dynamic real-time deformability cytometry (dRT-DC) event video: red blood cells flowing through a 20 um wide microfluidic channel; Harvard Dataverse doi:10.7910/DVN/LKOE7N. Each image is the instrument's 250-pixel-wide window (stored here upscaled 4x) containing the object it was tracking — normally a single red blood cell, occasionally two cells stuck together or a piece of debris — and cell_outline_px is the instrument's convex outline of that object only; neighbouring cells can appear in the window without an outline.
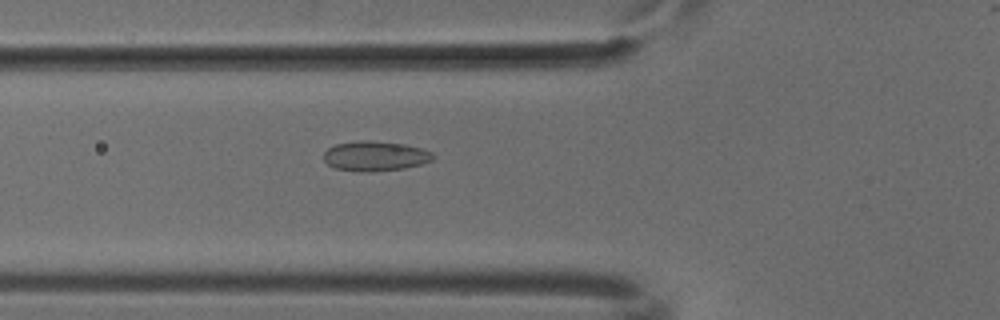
{"species": "common noctule bat (a hibernating species)", "species_latin": "Nyctalus noctula", "temperature_condition": "cold", "stored_images_in_passage": 48, "camera_frame_rate_fps": 3000, "um_per_image_px": 0.085, "animal": {"sex": "male", "body_mass_g": 18.8}, "frame": {"image": 1, "passage_image": 18, "time_ms": 5.667, "image_size_px": [1000, 320], "cell_outline_px": [[436, 156], [432, 160], [420, 164], [404, 168], [372, 172], [360, 172], [336, 168], [328, 164], [324, 160], [324, 152], [328, 148], [336, 144], [360, 140], [372, 140], [404, 144], [420, 148], [432, 152]], "centroid_in_image_um": [31.89, 13.26], "position_along_channel_um": 93.9, "area_um2": 19.07}}
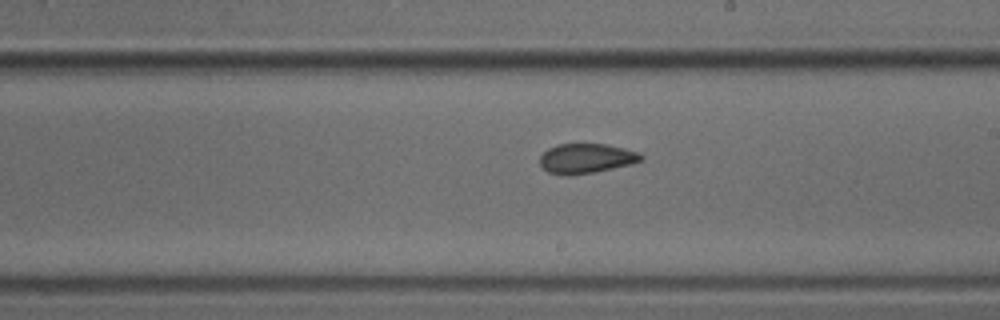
{"frame": {"image": 2, "passage_image": 29, "time_ms": 9.333, "image_size_px": [1000, 320], "cell_outline_px": [[644, 160], [632, 164], [592, 172], [568, 176], [564, 176], [548, 172], [540, 164], [540, 156], [548, 148], [556, 144], [608, 144], [624, 148], [636, 152], [644, 156]], "centroid_in_image_um": [49.82, 13.46], "position_along_channel_um": 239.2, "area_um2": 17.57}}
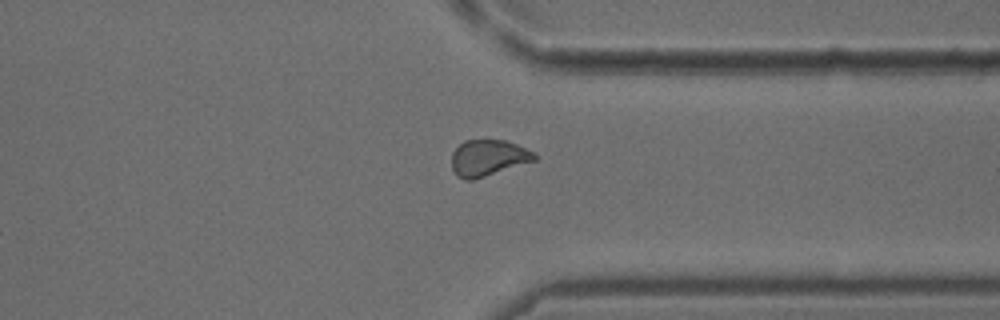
{"frame": {"image": 3, "passage_image": 39, "time_ms": 12.667, "image_size_px": [1000, 320], "cell_outline_px": [[536, 160], [472, 180], [464, 180], [456, 176], [452, 168], [452, 152], [464, 140], [504, 140], [516, 144], [536, 152]], "centroid_in_image_um": [41.48, 13.42], "position_along_channel_um": 369.9, "area_um2": 17.46}}